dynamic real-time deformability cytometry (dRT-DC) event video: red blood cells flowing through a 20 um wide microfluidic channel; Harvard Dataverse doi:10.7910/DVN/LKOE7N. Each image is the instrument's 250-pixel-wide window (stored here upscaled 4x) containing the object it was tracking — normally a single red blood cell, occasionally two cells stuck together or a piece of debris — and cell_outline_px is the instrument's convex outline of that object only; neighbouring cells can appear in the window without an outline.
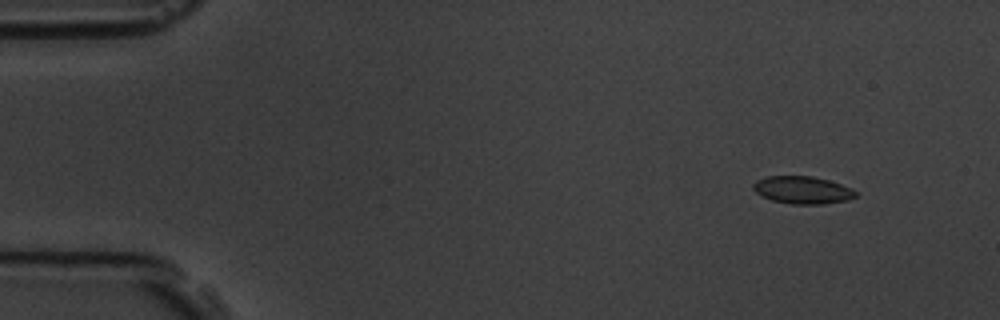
{"species": "common noctule bat (a hibernating species)", "species_latin": "Nyctalus noctula", "temperature_condition": "room temperature", "stored_images_in_passage": 6, "segment_of_instrument_passage": [1, 2], "camera_frame_rate_fps": 3000, "um_per_image_px": 0.085, "animal": {"sex": "male", "body_mass_g": 19.5, "forearm_length_mm": 54.6}, "frame": {"image": 1, "passage_image": 2, "time_ms": 1.0, "image_size_px": [1000, 320], "cell_outline_px": [[856, 196], [848, 200], [824, 204], [792, 204], [772, 200], [756, 192], [752, 188], [752, 184], [756, 180], [768, 176], [812, 176], [828, 180], [852, 188], [856, 192]], "centroid_in_image_um": [68.21, 16.15], "position_along_channel_um": 16.8, "area_um2": 16.36}}